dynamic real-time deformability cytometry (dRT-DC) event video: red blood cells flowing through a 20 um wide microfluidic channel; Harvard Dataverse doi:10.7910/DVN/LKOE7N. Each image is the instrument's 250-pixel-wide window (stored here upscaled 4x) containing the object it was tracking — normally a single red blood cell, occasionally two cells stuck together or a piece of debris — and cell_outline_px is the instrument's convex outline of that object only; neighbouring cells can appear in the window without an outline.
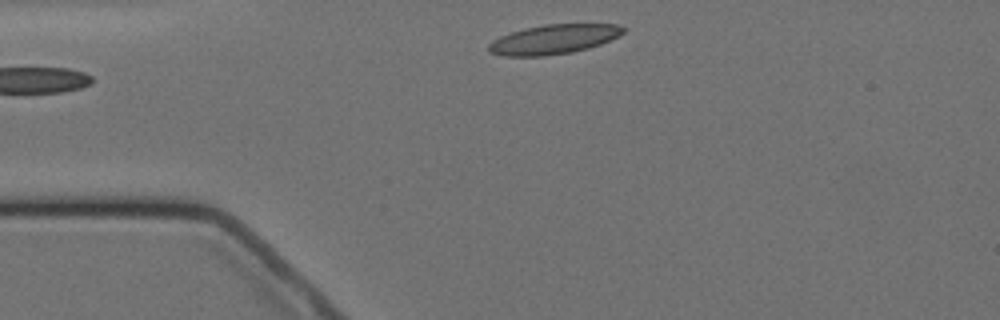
{"species": "Egyptian fruit bat (a non-hibernating species)", "species_latin": "Rousettus aegyptiacus", "temperature_condition": "cold", "stored_images_in_passage": 4, "camera_frame_rate_fps": 3000, "um_per_image_px": 0.085, "animal": {"sex": "female"}, "frame": {"image": 1, "passage_image": 4, "time_ms": 3.333, "image_size_px": [1000, 320], "cell_outline_px": [[624, 32], [620, 36], [600, 44], [588, 48], [572, 52], [544, 56], [504, 56], [488, 52], [488, 44], [492, 40], [500, 36], [524, 28], [544, 24], [616, 24], [624, 28]], "centroid_in_image_um": [47.04, 3.34], "position_along_channel_um": 38.0, "area_um2": 23.18}}